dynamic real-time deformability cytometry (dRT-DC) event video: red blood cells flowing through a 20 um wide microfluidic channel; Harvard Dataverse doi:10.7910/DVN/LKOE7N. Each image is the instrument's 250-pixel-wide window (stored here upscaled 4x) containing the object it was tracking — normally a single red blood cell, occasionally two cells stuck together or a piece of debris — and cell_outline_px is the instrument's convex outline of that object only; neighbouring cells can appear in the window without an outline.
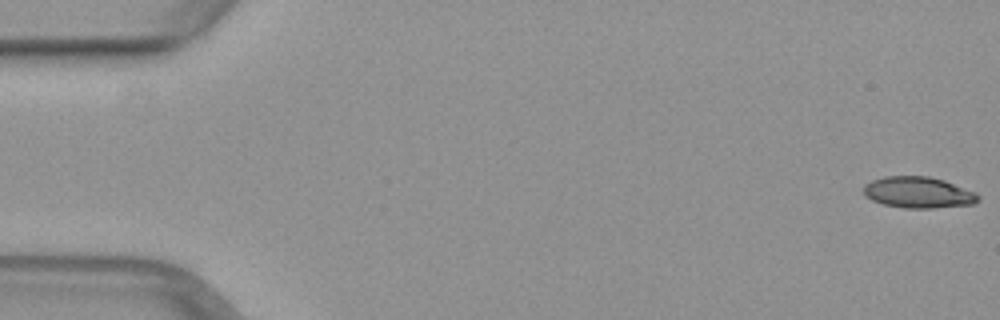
{"species": "common noctule bat (a hibernating species)", "species_latin": "Nyctalus noctula", "temperature_condition": "warm", "stored_images_in_passage": 5, "camera_frame_rate_fps": 3000, "um_per_image_px": 0.085, "animal": {"sex": "female", "body_mass_g": 29.2, "forearm_length_mm": 56.3}, "frame": {"image": 1, "passage_image": 1, "time_ms": 0.0, "image_size_px": [1000, 320], "cell_outline_px": [[980, 200], [972, 204], [932, 208], [904, 208], [884, 204], [872, 200], [864, 196], [864, 184], [872, 180], [884, 176], [928, 176], [944, 180], [976, 192], [980, 196]], "centroid_in_image_um": [78.05, 16.35], "position_along_channel_um": 6.9, "area_um2": 20.92}}